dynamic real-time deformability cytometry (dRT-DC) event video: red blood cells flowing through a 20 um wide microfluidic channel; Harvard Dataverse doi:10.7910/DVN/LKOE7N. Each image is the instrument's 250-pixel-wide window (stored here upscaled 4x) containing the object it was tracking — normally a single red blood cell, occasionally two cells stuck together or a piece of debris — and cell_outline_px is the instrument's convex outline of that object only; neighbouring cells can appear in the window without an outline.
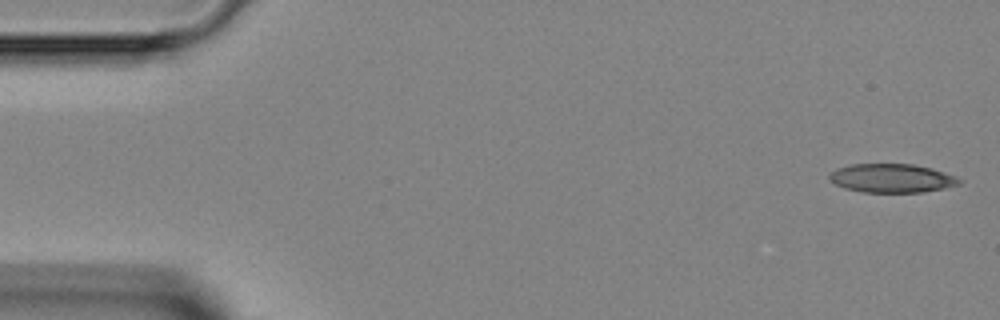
{"species": "Egyptian fruit bat (a non-hibernating species)", "species_latin": "Rousettus aegyptiacus", "temperature_condition": "room temperature", "stored_images_in_passage": 46, "camera_frame_rate_fps": 3000, "um_per_image_px": 0.085, "animal": {"sex": "female"}, "frame": {"image": 1, "passage_image": 1, "time_ms": 0.0, "image_size_px": [1000, 320], "cell_outline_px": [[964, 180], [960, 184], [944, 188], [924, 192], [864, 192], [844, 188], [836, 184], [828, 176], [836, 168], [848, 164], [912, 164], [932, 168], [956, 176]], "centroid_in_image_um": [75.84, 15.14], "position_along_channel_um": 9.2, "area_um2": 21.79}}
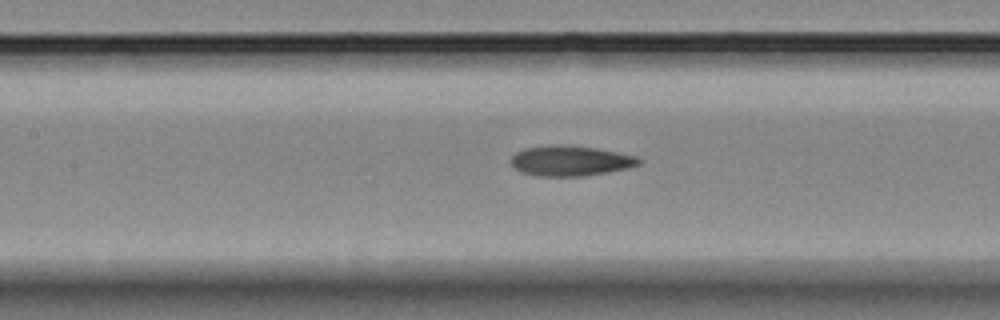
{"frame": {"image": 2, "passage_image": 20, "time_ms": 6.333, "image_size_px": [1000, 320], "cell_outline_px": [[640, 164], [628, 168], [608, 172], [584, 176], [536, 176], [520, 172], [512, 168], [512, 156], [516, 152], [524, 148], [556, 144], [596, 148], [636, 156], [640, 160]], "centroid_in_image_um": [48.45, 13.67], "position_along_channel_um": 159.0, "area_um2": 22.54}}
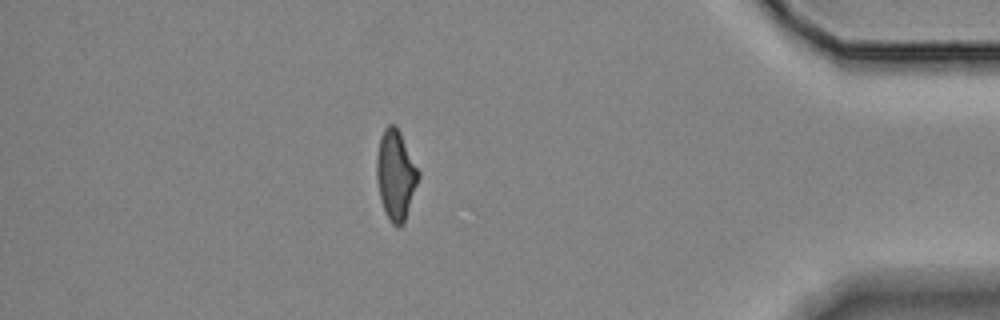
{"frame": {"image": 3, "passage_image": 40, "time_ms": 13.0, "image_size_px": [1000, 320], "cell_outline_px": [[420, 176], [404, 224], [400, 228], [396, 228], [388, 220], [384, 212], [380, 200], [376, 176], [376, 156], [380, 136], [384, 128], [388, 124], [396, 124], [420, 172]], "centroid_in_image_um": [33.62, 14.9], "position_along_channel_um": 401.6, "area_um2": 22.31}}